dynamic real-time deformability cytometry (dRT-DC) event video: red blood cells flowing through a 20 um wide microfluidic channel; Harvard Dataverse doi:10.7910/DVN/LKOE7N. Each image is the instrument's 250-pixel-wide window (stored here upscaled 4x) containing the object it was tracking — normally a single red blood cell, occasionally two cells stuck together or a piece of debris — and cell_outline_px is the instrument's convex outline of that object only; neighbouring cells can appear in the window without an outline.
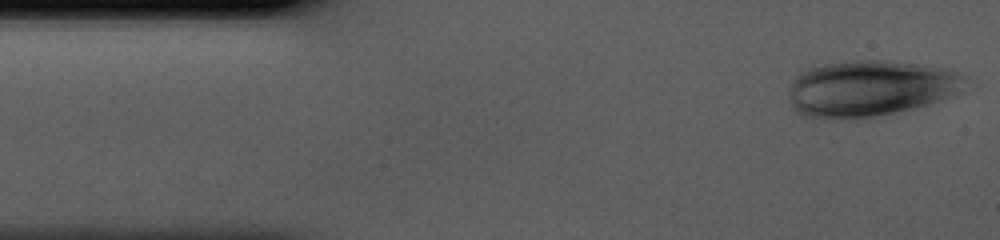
{"species": "human", "species_latin": "Homo sapiens", "temperature_condition": "cold", "stored_images_in_passage": 41, "camera_frame_rate_fps": 3000, "um_per_image_px": 0.085, "donor": {"sex": "male"}, "frame": {"image": 1, "passage_image": 1, "time_ms": 0.0, "image_size_px": [1000, 240], "cell_outline_px": [[960, 92], [940, 100], [916, 108], [856, 120], [836, 120], [800, 116], [792, 108], [788, 100], [788, 88], [792, 80], [800, 72], [808, 68], [824, 64], [852, 60], [884, 60], [916, 64], [940, 68], [952, 72], [960, 76]], "centroid_in_image_um": [73.79, 7.55], "position_along_channel_um": 11.2, "area_um2": 57.8}}
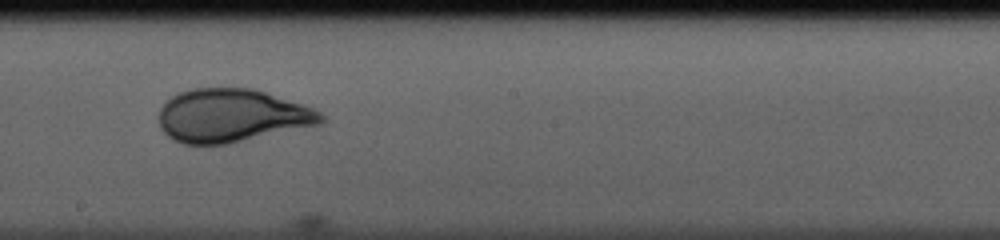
{"frame": {"image": 2, "passage_image": 22, "time_ms": 7.0, "image_size_px": [1000, 240], "cell_outline_px": [[324, 120], [320, 124], [228, 144], [184, 144], [172, 140], [160, 128], [160, 108], [172, 96], [180, 92], [192, 88], [256, 88], [304, 104], [320, 112], [324, 116]], "centroid_in_image_um": [19.71, 9.82], "position_along_channel_um": 228.5, "area_um2": 50.46}}
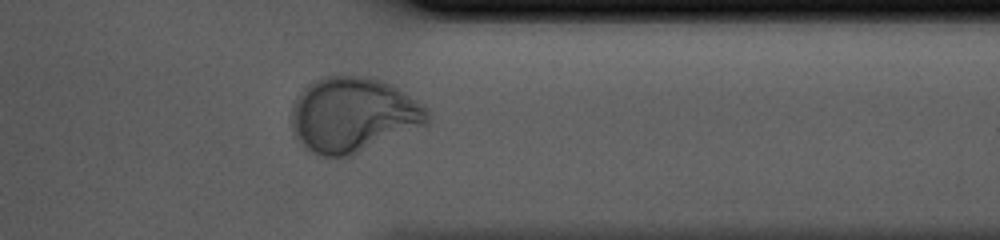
{"frame": {"image": 3, "passage_image": 33, "time_ms": 10.667, "image_size_px": [1000, 240], "cell_outline_px": [[428, 124], [348, 156], [324, 156], [312, 152], [296, 140], [292, 132], [292, 104], [300, 92], [312, 80], [320, 76], [344, 72], [372, 76], [384, 80], [392, 84], [424, 104], [428, 108]], "centroid_in_image_um": [30.0, 9.68], "position_along_channel_um": 381.4, "area_um2": 60.4}}